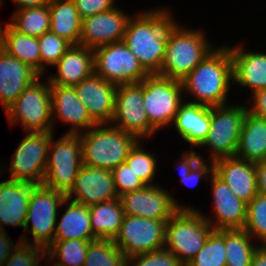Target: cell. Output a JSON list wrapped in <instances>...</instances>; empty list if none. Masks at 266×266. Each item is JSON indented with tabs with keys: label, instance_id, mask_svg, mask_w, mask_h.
<instances>
[{
	"label": "cell",
	"instance_id": "obj_42",
	"mask_svg": "<svg viewBox=\"0 0 266 266\" xmlns=\"http://www.w3.org/2000/svg\"><path fill=\"white\" fill-rule=\"evenodd\" d=\"M133 263V264H132ZM126 266H184L169 250L162 248L126 259Z\"/></svg>",
	"mask_w": 266,
	"mask_h": 266
},
{
	"label": "cell",
	"instance_id": "obj_3",
	"mask_svg": "<svg viewBox=\"0 0 266 266\" xmlns=\"http://www.w3.org/2000/svg\"><path fill=\"white\" fill-rule=\"evenodd\" d=\"M204 32L180 26L175 20L168 26V39L162 67L157 75L181 81L212 50Z\"/></svg>",
	"mask_w": 266,
	"mask_h": 266
},
{
	"label": "cell",
	"instance_id": "obj_21",
	"mask_svg": "<svg viewBox=\"0 0 266 266\" xmlns=\"http://www.w3.org/2000/svg\"><path fill=\"white\" fill-rule=\"evenodd\" d=\"M50 92L52 117H55L53 120V130L55 129L54 121L56 118L60 120L59 122H64L71 126L70 130L66 132L71 134H80L88 131L97 124L89 115L87 107L84 106L77 96L74 86L50 84Z\"/></svg>",
	"mask_w": 266,
	"mask_h": 266
},
{
	"label": "cell",
	"instance_id": "obj_26",
	"mask_svg": "<svg viewBox=\"0 0 266 266\" xmlns=\"http://www.w3.org/2000/svg\"><path fill=\"white\" fill-rule=\"evenodd\" d=\"M175 130L192 148L206 139L211 124V107L186 101L173 120Z\"/></svg>",
	"mask_w": 266,
	"mask_h": 266
},
{
	"label": "cell",
	"instance_id": "obj_24",
	"mask_svg": "<svg viewBox=\"0 0 266 266\" xmlns=\"http://www.w3.org/2000/svg\"><path fill=\"white\" fill-rule=\"evenodd\" d=\"M57 74L48 76L50 84L75 86L95 73L94 51L80 45H71L54 65Z\"/></svg>",
	"mask_w": 266,
	"mask_h": 266
},
{
	"label": "cell",
	"instance_id": "obj_10",
	"mask_svg": "<svg viewBox=\"0 0 266 266\" xmlns=\"http://www.w3.org/2000/svg\"><path fill=\"white\" fill-rule=\"evenodd\" d=\"M94 51L95 74L115 85L140 83L149 74L122 40L99 46Z\"/></svg>",
	"mask_w": 266,
	"mask_h": 266
},
{
	"label": "cell",
	"instance_id": "obj_44",
	"mask_svg": "<svg viewBox=\"0 0 266 266\" xmlns=\"http://www.w3.org/2000/svg\"><path fill=\"white\" fill-rule=\"evenodd\" d=\"M80 17H85L112 10L115 8V0H72Z\"/></svg>",
	"mask_w": 266,
	"mask_h": 266
},
{
	"label": "cell",
	"instance_id": "obj_7",
	"mask_svg": "<svg viewBox=\"0 0 266 266\" xmlns=\"http://www.w3.org/2000/svg\"><path fill=\"white\" fill-rule=\"evenodd\" d=\"M40 79L26 87L5 110L10 125L19 122L26 132L53 131L50 83L44 84Z\"/></svg>",
	"mask_w": 266,
	"mask_h": 266
},
{
	"label": "cell",
	"instance_id": "obj_35",
	"mask_svg": "<svg viewBox=\"0 0 266 266\" xmlns=\"http://www.w3.org/2000/svg\"><path fill=\"white\" fill-rule=\"evenodd\" d=\"M84 266H126V257L111 239L90 241Z\"/></svg>",
	"mask_w": 266,
	"mask_h": 266
},
{
	"label": "cell",
	"instance_id": "obj_33",
	"mask_svg": "<svg viewBox=\"0 0 266 266\" xmlns=\"http://www.w3.org/2000/svg\"><path fill=\"white\" fill-rule=\"evenodd\" d=\"M8 22L18 32L39 37L50 31V10L48 5L17 9Z\"/></svg>",
	"mask_w": 266,
	"mask_h": 266
},
{
	"label": "cell",
	"instance_id": "obj_13",
	"mask_svg": "<svg viewBox=\"0 0 266 266\" xmlns=\"http://www.w3.org/2000/svg\"><path fill=\"white\" fill-rule=\"evenodd\" d=\"M168 220H154L125 215L113 240L127 258L164 248Z\"/></svg>",
	"mask_w": 266,
	"mask_h": 266
},
{
	"label": "cell",
	"instance_id": "obj_9",
	"mask_svg": "<svg viewBox=\"0 0 266 266\" xmlns=\"http://www.w3.org/2000/svg\"><path fill=\"white\" fill-rule=\"evenodd\" d=\"M247 107L225 104L211 107L208 135L199 147L211 148L210 160L235 157Z\"/></svg>",
	"mask_w": 266,
	"mask_h": 266
},
{
	"label": "cell",
	"instance_id": "obj_5",
	"mask_svg": "<svg viewBox=\"0 0 266 266\" xmlns=\"http://www.w3.org/2000/svg\"><path fill=\"white\" fill-rule=\"evenodd\" d=\"M198 208H180L166 224L164 248L186 266L214 230Z\"/></svg>",
	"mask_w": 266,
	"mask_h": 266
},
{
	"label": "cell",
	"instance_id": "obj_40",
	"mask_svg": "<svg viewBox=\"0 0 266 266\" xmlns=\"http://www.w3.org/2000/svg\"><path fill=\"white\" fill-rule=\"evenodd\" d=\"M38 43L41 57V75L46 71L47 65L54 66L71 46L65 39L50 31L39 36Z\"/></svg>",
	"mask_w": 266,
	"mask_h": 266
},
{
	"label": "cell",
	"instance_id": "obj_2",
	"mask_svg": "<svg viewBox=\"0 0 266 266\" xmlns=\"http://www.w3.org/2000/svg\"><path fill=\"white\" fill-rule=\"evenodd\" d=\"M233 81V63L230 47L212 50L184 79L183 92L191 94L189 101L209 107L228 103V93ZM189 92V93H188Z\"/></svg>",
	"mask_w": 266,
	"mask_h": 266
},
{
	"label": "cell",
	"instance_id": "obj_4",
	"mask_svg": "<svg viewBox=\"0 0 266 266\" xmlns=\"http://www.w3.org/2000/svg\"><path fill=\"white\" fill-rule=\"evenodd\" d=\"M110 125L109 127V123L96 124L88 131L79 134L83 165L111 171L121 163H125L130 150L139 140Z\"/></svg>",
	"mask_w": 266,
	"mask_h": 266
},
{
	"label": "cell",
	"instance_id": "obj_48",
	"mask_svg": "<svg viewBox=\"0 0 266 266\" xmlns=\"http://www.w3.org/2000/svg\"><path fill=\"white\" fill-rule=\"evenodd\" d=\"M251 266H266V245L260 244L252 257Z\"/></svg>",
	"mask_w": 266,
	"mask_h": 266
},
{
	"label": "cell",
	"instance_id": "obj_17",
	"mask_svg": "<svg viewBox=\"0 0 266 266\" xmlns=\"http://www.w3.org/2000/svg\"><path fill=\"white\" fill-rule=\"evenodd\" d=\"M211 184L215 217H203L214 230L243 229L247 219V203L239 199L226 183L214 172L208 180Z\"/></svg>",
	"mask_w": 266,
	"mask_h": 266
},
{
	"label": "cell",
	"instance_id": "obj_38",
	"mask_svg": "<svg viewBox=\"0 0 266 266\" xmlns=\"http://www.w3.org/2000/svg\"><path fill=\"white\" fill-rule=\"evenodd\" d=\"M140 143L139 140L130 150L125 163L145 185H157L153 182L157 171L156 156L145 151Z\"/></svg>",
	"mask_w": 266,
	"mask_h": 266
},
{
	"label": "cell",
	"instance_id": "obj_1",
	"mask_svg": "<svg viewBox=\"0 0 266 266\" xmlns=\"http://www.w3.org/2000/svg\"><path fill=\"white\" fill-rule=\"evenodd\" d=\"M166 10H146L132 15L126 26L123 41L149 75L160 72L168 39V26L175 20L172 13Z\"/></svg>",
	"mask_w": 266,
	"mask_h": 266
},
{
	"label": "cell",
	"instance_id": "obj_32",
	"mask_svg": "<svg viewBox=\"0 0 266 266\" xmlns=\"http://www.w3.org/2000/svg\"><path fill=\"white\" fill-rule=\"evenodd\" d=\"M90 241L93 240H54L46 248V263L58 259L53 266H84Z\"/></svg>",
	"mask_w": 266,
	"mask_h": 266
},
{
	"label": "cell",
	"instance_id": "obj_49",
	"mask_svg": "<svg viewBox=\"0 0 266 266\" xmlns=\"http://www.w3.org/2000/svg\"><path fill=\"white\" fill-rule=\"evenodd\" d=\"M17 4V9L29 8V7H38L43 5H48L51 0H12Z\"/></svg>",
	"mask_w": 266,
	"mask_h": 266
},
{
	"label": "cell",
	"instance_id": "obj_28",
	"mask_svg": "<svg viewBox=\"0 0 266 266\" xmlns=\"http://www.w3.org/2000/svg\"><path fill=\"white\" fill-rule=\"evenodd\" d=\"M0 48L41 76V57L37 37L22 34L9 23L0 26Z\"/></svg>",
	"mask_w": 266,
	"mask_h": 266
},
{
	"label": "cell",
	"instance_id": "obj_15",
	"mask_svg": "<svg viewBox=\"0 0 266 266\" xmlns=\"http://www.w3.org/2000/svg\"><path fill=\"white\" fill-rule=\"evenodd\" d=\"M120 200L125 215L154 220H169L180 208H192L180 205L159 185H146L140 190L124 193Z\"/></svg>",
	"mask_w": 266,
	"mask_h": 266
},
{
	"label": "cell",
	"instance_id": "obj_37",
	"mask_svg": "<svg viewBox=\"0 0 266 266\" xmlns=\"http://www.w3.org/2000/svg\"><path fill=\"white\" fill-rule=\"evenodd\" d=\"M225 230H213L202 249L186 266H225Z\"/></svg>",
	"mask_w": 266,
	"mask_h": 266
},
{
	"label": "cell",
	"instance_id": "obj_39",
	"mask_svg": "<svg viewBox=\"0 0 266 266\" xmlns=\"http://www.w3.org/2000/svg\"><path fill=\"white\" fill-rule=\"evenodd\" d=\"M256 241L266 245V195L258 193L247 204V219L243 228Z\"/></svg>",
	"mask_w": 266,
	"mask_h": 266
},
{
	"label": "cell",
	"instance_id": "obj_45",
	"mask_svg": "<svg viewBox=\"0 0 266 266\" xmlns=\"http://www.w3.org/2000/svg\"><path fill=\"white\" fill-rule=\"evenodd\" d=\"M252 105L247 106V111L266 119V89L252 93Z\"/></svg>",
	"mask_w": 266,
	"mask_h": 266
},
{
	"label": "cell",
	"instance_id": "obj_43",
	"mask_svg": "<svg viewBox=\"0 0 266 266\" xmlns=\"http://www.w3.org/2000/svg\"><path fill=\"white\" fill-rule=\"evenodd\" d=\"M111 172L119 197L124 193L140 190L146 186L126 163H121Z\"/></svg>",
	"mask_w": 266,
	"mask_h": 266
},
{
	"label": "cell",
	"instance_id": "obj_20",
	"mask_svg": "<svg viewBox=\"0 0 266 266\" xmlns=\"http://www.w3.org/2000/svg\"><path fill=\"white\" fill-rule=\"evenodd\" d=\"M41 184L35 181L0 182V230L4 224L24 228L29 199Z\"/></svg>",
	"mask_w": 266,
	"mask_h": 266
},
{
	"label": "cell",
	"instance_id": "obj_29",
	"mask_svg": "<svg viewBox=\"0 0 266 266\" xmlns=\"http://www.w3.org/2000/svg\"><path fill=\"white\" fill-rule=\"evenodd\" d=\"M65 203L68 207L56 223L54 240H96L91 227L89 207L67 198Z\"/></svg>",
	"mask_w": 266,
	"mask_h": 266
},
{
	"label": "cell",
	"instance_id": "obj_22",
	"mask_svg": "<svg viewBox=\"0 0 266 266\" xmlns=\"http://www.w3.org/2000/svg\"><path fill=\"white\" fill-rule=\"evenodd\" d=\"M213 172L247 204L258 194L254 162L237 157L221 158L213 162Z\"/></svg>",
	"mask_w": 266,
	"mask_h": 266
},
{
	"label": "cell",
	"instance_id": "obj_31",
	"mask_svg": "<svg viewBox=\"0 0 266 266\" xmlns=\"http://www.w3.org/2000/svg\"><path fill=\"white\" fill-rule=\"evenodd\" d=\"M89 216L96 239L114 240L118 235L125 213L120 198L89 207Z\"/></svg>",
	"mask_w": 266,
	"mask_h": 266
},
{
	"label": "cell",
	"instance_id": "obj_36",
	"mask_svg": "<svg viewBox=\"0 0 266 266\" xmlns=\"http://www.w3.org/2000/svg\"><path fill=\"white\" fill-rule=\"evenodd\" d=\"M177 168L180 170L181 183L188 186H196L199 180L203 177L205 180H209V177L213 173V162L208 163L202 155L192 150H187L182 154V160L177 161Z\"/></svg>",
	"mask_w": 266,
	"mask_h": 266
},
{
	"label": "cell",
	"instance_id": "obj_11",
	"mask_svg": "<svg viewBox=\"0 0 266 266\" xmlns=\"http://www.w3.org/2000/svg\"><path fill=\"white\" fill-rule=\"evenodd\" d=\"M66 195L55 189L40 185L29 199L24 228L31 223L30 234L33 237V245L47 248L53 241L56 231V221L59 208L65 205Z\"/></svg>",
	"mask_w": 266,
	"mask_h": 266
},
{
	"label": "cell",
	"instance_id": "obj_41",
	"mask_svg": "<svg viewBox=\"0 0 266 266\" xmlns=\"http://www.w3.org/2000/svg\"><path fill=\"white\" fill-rule=\"evenodd\" d=\"M26 238L23 235L19 238L21 242L3 266H41L39 263L46 258V249L33 245L31 239L28 241Z\"/></svg>",
	"mask_w": 266,
	"mask_h": 266
},
{
	"label": "cell",
	"instance_id": "obj_14",
	"mask_svg": "<svg viewBox=\"0 0 266 266\" xmlns=\"http://www.w3.org/2000/svg\"><path fill=\"white\" fill-rule=\"evenodd\" d=\"M111 123L138 140L156 134L157 131L150 125L143 106V84L141 82L118 85Z\"/></svg>",
	"mask_w": 266,
	"mask_h": 266
},
{
	"label": "cell",
	"instance_id": "obj_23",
	"mask_svg": "<svg viewBox=\"0 0 266 266\" xmlns=\"http://www.w3.org/2000/svg\"><path fill=\"white\" fill-rule=\"evenodd\" d=\"M39 77L30 66L0 48V103L4 111Z\"/></svg>",
	"mask_w": 266,
	"mask_h": 266
},
{
	"label": "cell",
	"instance_id": "obj_34",
	"mask_svg": "<svg viewBox=\"0 0 266 266\" xmlns=\"http://www.w3.org/2000/svg\"><path fill=\"white\" fill-rule=\"evenodd\" d=\"M252 238L244 229L225 230V266H251L253 254L260 245H254Z\"/></svg>",
	"mask_w": 266,
	"mask_h": 266
},
{
	"label": "cell",
	"instance_id": "obj_8",
	"mask_svg": "<svg viewBox=\"0 0 266 266\" xmlns=\"http://www.w3.org/2000/svg\"><path fill=\"white\" fill-rule=\"evenodd\" d=\"M141 83L143 106L150 125L158 131L172 124L183 103L181 81L153 74L148 75Z\"/></svg>",
	"mask_w": 266,
	"mask_h": 266
},
{
	"label": "cell",
	"instance_id": "obj_6",
	"mask_svg": "<svg viewBox=\"0 0 266 266\" xmlns=\"http://www.w3.org/2000/svg\"><path fill=\"white\" fill-rule=\"evenodd\" d=\"M53 140L52 135L42 185L66 195L83 166L81 138L79 134L65 133Z\"/></svg>",
	"mask_w": 266,
	"mask_h": 266
},
{
	"label": "cell",
	"instance_id": "obj_27",
	"mask_svg": "<svg viewBox=\"0 0 266 266\" xmlns=\"http://www.w3.org/2000/svg\"><path fill=\"white\" fill-rule=\"evenodd\" d=\"M235 157L254 163L266 160V119L246 111Z\"/></svg>",
	"mask_w": 266,
	"mask_h": 266
},
{
	"label": "cell",
	"instance_id": "obj_47",
	"mask_svg": "<svg viewBox=\"0 0 266 266\" xmlns=\"http://www.w3.org/2000/svg\"><path fill=\"white\" fill-rule=\"evenodd\" d=\"M258 193L266 195V160L255 163Z\"/></svg>",
	"mask_w": 266,
	"mask_h": 266
},
{
	"label": "cell",
	"instance_id": "obj_46",
	"mask_svg": "<svg viewBox=\"0 0 266 266\" xmlns=\"http://www.w3.org/2000/svg\"><path fill=\"white\" fill-rule=\"evenodd\" d=\"M20 242L21 240L19 239L17 244L14 245L8 234L5 231L0 230V266L4 265Z\"/></svg>",
	"mask_w": 266,
	"mask_h": 266
},
{
	"label": "cell",
	"instance_id": "obj_30",
	"mask_svg": "<svg viewBox=\"0 0 266 266\" xmlns=\"http://www.w3.org/2000/svg\"><path fill=\"white\" fill-rule=\"evenodd\" d=\"M50 32L65 39L71 45H79L82 18L72 0H51Z\"/></svg>",
	"mask_w": 266,
	"mask_h": 266
},
{
	"label": "cell",
	"instance_id": "obj_16",
	"mask_svg": "<svg viewBox=\"0 0 266 266\" xmlns=\"http://www.w3.org/2000/svg\"><path fill=\"white\" fill-rule=\"evenodd\" d=\"M132 14L128 15L118 7L82 19L79 45L95 49L99 46L122 41L126 26Z\"/></svg>",
	"mask_w": 266,
	"mask_h": 266
},
{
	"label": "cell",
	"instance_id": "obj_12",
	"mask_svg": "<svg viewBox=\"0 0 266 266\" xmlns=\"http://www.w3.org/2000/svg\"><path fill=\"white\" fill-rule=\"evenodd\" d=\"M53 132H27L13 153L9 180L42 185Z\"/></svg>",
	"mask_w": 266,
	"mask_h": 266
},
{
	"label": "cell",
	"instance_id": "obj_18",
	"mask_svg": "<svg viewBox=\"0 0 266 266\" xmlns=\"http://www.w3.org/2000/svg\"><path fill=\"white\" fill-rule=\"evenodd\" d=\"M66 198L90 207L120 197L110 170L83 165Z\"/></svg>",
	"mask_w": 266,
	"mask_h": 266
},
{
	"label": "cell",
	"instance_id": "obj_19",
	"mask_svg": "<svg viewBox=\"0 0 266 266\" xmlns=\"http://www.w3.org/2000/svg\"><path fill=\"white\" fill-rule=\"evenodd\" d=\"M74 87L77 96L84 106L87 107L91 118L97 124H111L118 85L107 82L101 76L94 73Z\"/></svg>",
	"mask_w": 266,
	"mask_h": 266
},
{
	"label": "cell",
	"instance_id": "obj_25",
	"mask_svg": "<svg viewBox=\"0 0 266 266\" xmlns=\"http://www.w3.org/2000/svg\"><path fill=\"white\" fill-rule=\"evenodd\" d=\"M243 44L230 46L233 82L251 93L266 89V53L246 51Z\"/></svg>",
	"mask_w": 266,
	"mask_h": 266
}]
</instances>
